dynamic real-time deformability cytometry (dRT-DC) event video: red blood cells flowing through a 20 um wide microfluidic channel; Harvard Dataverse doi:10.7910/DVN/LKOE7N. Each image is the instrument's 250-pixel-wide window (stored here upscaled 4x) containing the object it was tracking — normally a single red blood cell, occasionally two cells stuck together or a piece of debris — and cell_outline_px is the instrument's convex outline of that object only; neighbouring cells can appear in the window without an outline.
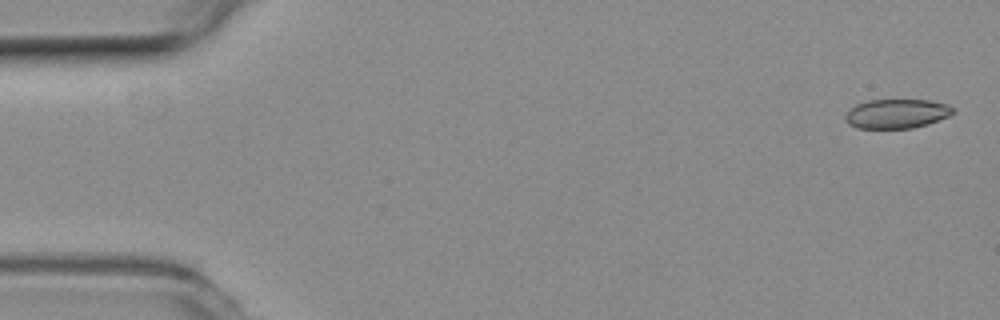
{"species": "common noctule bat (a hibernating species)", "species_latin": "Nyctalus noctula", "temperature_condition": "room temperature", "stored_images_in_passage": 5, "camera_frame_rate_fps": 3000, "um_per_image_px": 0.085, "animal": {"sex": "female", "body_mass_g": 19.3, "forearm_length_mm": 54.1}, "frame": {"image": 1, "passage_image": 1, "time_ms": 0.0, "image_size_px": [1000, 320], "cell_outline_px": [[956, 108], [948, 116], [928, 124], [912, 128], [856, 128], [848, 124], [844, 120], [844, 116], [856, 104], [868, 100], [928, 100], [944, 104]], "centroid_in_image_um": [76.18, 9.67], "position_along_channel_um": 8.8, "area_um2": 18.26}}
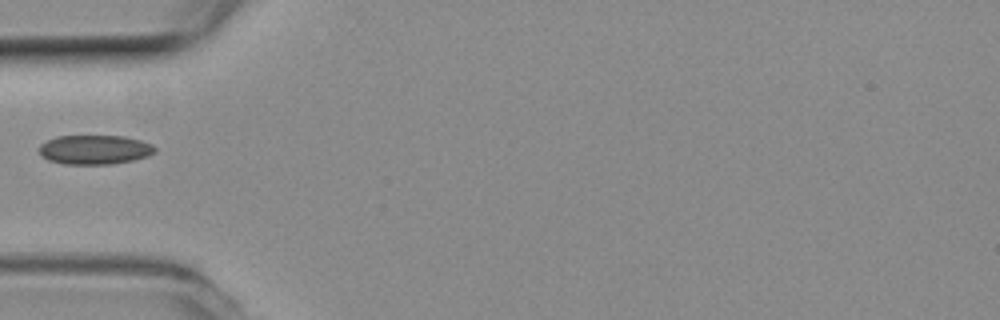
{"frame": {"image": 2, "passage_image": 5, "time_ms": 1.333, "image_size_px": [1000, 320], "cell_outline_px": [[156, 152], [148, 156], [132, 160], [112, 164], [64, 164], [48, 160], [40, 156], [40, 144], [56, 136], [124, 136], [140, 140], [152, 144], [156, 148]], "centroid_in_image_um": [8.05, 12.72], "position_along_channel_um": 77.0, "area_um2": 19.83}}